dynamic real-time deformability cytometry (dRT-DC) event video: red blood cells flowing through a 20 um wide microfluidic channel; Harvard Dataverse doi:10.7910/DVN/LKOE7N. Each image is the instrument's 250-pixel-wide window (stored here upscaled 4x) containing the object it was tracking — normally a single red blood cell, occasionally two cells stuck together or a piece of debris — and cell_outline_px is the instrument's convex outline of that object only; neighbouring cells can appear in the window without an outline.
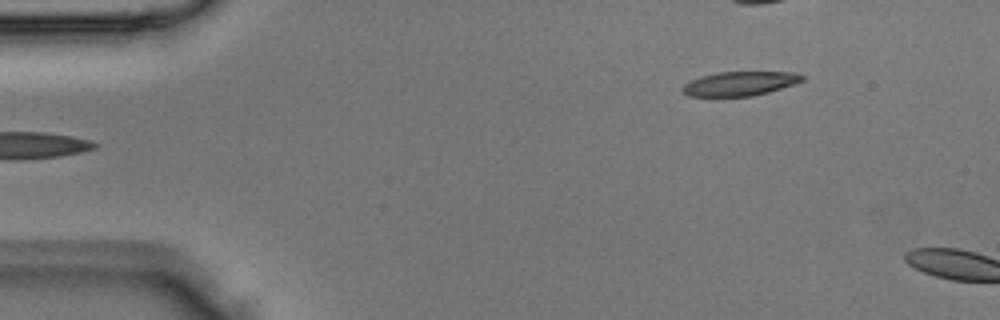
{"species": "Egyptian fruit bat (a non-hibernating species)", "species_latin": "Rousettus aegyptiacus", "temperature_condition": "room temperature", "stored_images_in_passage": 3, "camera_frame_rate_fps": 3000, "um_per_image_px": 0.085, "animal": {"sex": "male"}, "frame": {"image": 1, "passage_image": 1, "time_ms": 0.0, "image_size_px": [1000, 320], "cell_outline_px": [[804, 80], [768, 92], [752, 96], [688, 96], [680, 88], [684, 84], [700, 76], [716, 72], [796, 72], [804, 76]], "centroid_in_image_um": [62.86, 7.1], "position_along_channel_um": 22.1, "area_um2": 16.76}}